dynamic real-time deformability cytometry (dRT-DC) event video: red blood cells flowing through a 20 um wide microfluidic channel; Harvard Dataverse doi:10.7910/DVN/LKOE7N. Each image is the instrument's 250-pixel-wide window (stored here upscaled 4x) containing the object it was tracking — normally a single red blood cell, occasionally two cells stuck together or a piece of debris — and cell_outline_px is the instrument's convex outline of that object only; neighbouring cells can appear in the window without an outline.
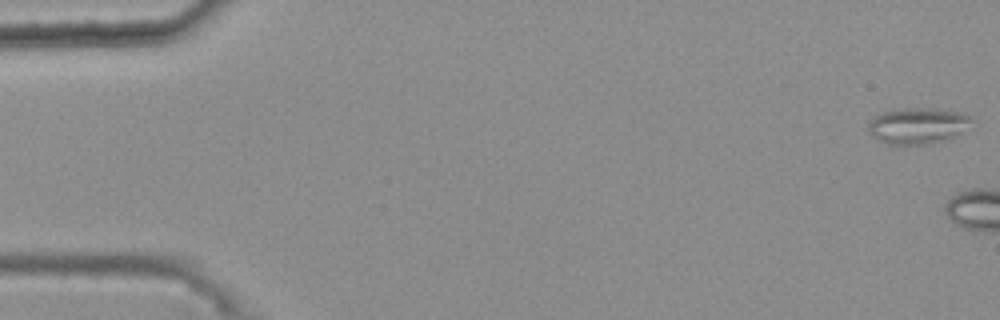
{"species": "common noctule bat (a hibernating species)", "species_latin": "Nyctalus noctula", "temperature_condition": "warm", "stored_images_in_passage": 5, "camera_frame_rate_fps": 3000, "um_per_image_px": 0.085, "animal": {"sex": "female", "body_mass_g": 25.1}, "frame": {"image": 1, "passage_image": 1, "time_ms": 0.0, "image_size_px": [1000, 320], "cell_outline_px": [[968, 120], [960, 132], [944, 140], [932, 144], [888, 144], [876, 140], [868, 132], [868, 120], [884, 112], [900, 108], [928, 108], [964, 112], [968, 116]], "centroid_in_image_um": [77.89, 10.69], "position_along_channel_um": 7.1, "area_um2": 21.39}}